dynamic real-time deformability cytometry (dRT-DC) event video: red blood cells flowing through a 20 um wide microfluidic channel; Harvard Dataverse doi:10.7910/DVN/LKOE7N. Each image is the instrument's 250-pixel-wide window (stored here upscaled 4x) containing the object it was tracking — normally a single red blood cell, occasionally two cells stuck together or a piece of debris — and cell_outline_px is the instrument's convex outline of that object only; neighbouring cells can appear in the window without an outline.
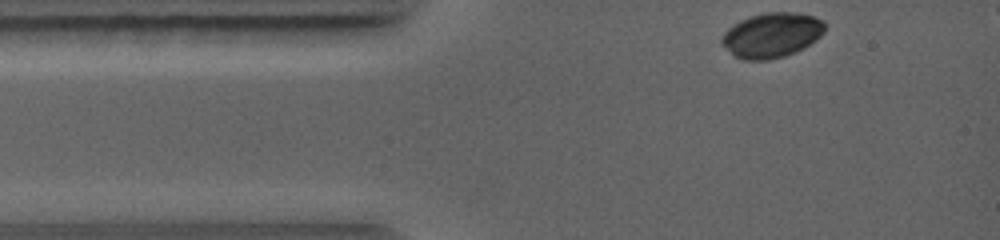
{"species": "common noctule bat (a hibernating species)", "species_latin": "Nyctalus noctula", "temperature_condition": "warm", "stored_images_in_passage": 37, "camera_frame_rate_fps": 5000, "um_per_image_px": 0.085, "animal": {"sex": "female", "body_mass_g": 19.0, "forearm_length_mm": 56.7}, "frame": {"image": 1, "passage_image": 1, "time_ms": 0.0, "image_size_px": [1000, 240], "cell_outline_px": [[828, 24], [824, 32], [816, 40], [804, 48], [784, 56], [768, 60], [744, 60], [736, 56], [720, 44], [720, 40], [724, 32], [732, 24], [740, 20], [764, 12], [792, 12], [812, 16], [824, 20]], "centroid_in_image_um": [65.61, 2.98], "position_along_channel_um": 19.4, "area_um2": 27.11}}
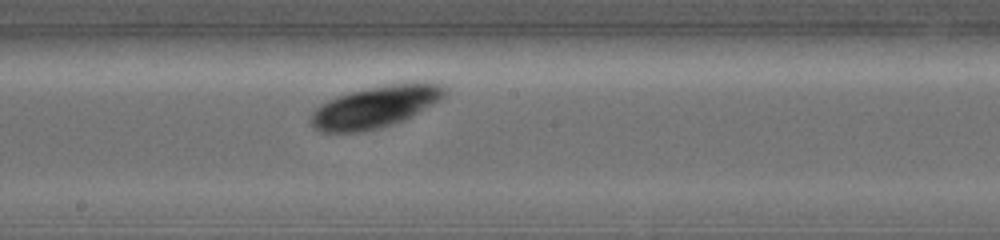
{"frame": {"image": 2, "passage_image": 20, "time_ms": 4.8, "image_size_px": [1000, 240], "cell_outline_px": [[448, 92], [440, 100], [412, 116], [404, 120], [380, 128], [360, 132], [320, 132], [312, 128], [308, 124], [308, 120], [312, 112], [316, 108], [328, 100], [348, 92], [388, 84], [412, 80], [424, 80], [444, 84], [448, 88]], "centroid_in_image_um": [31.95, 9.05], "position_along_channel_um": 216.2, "area_um2": 33.47}}
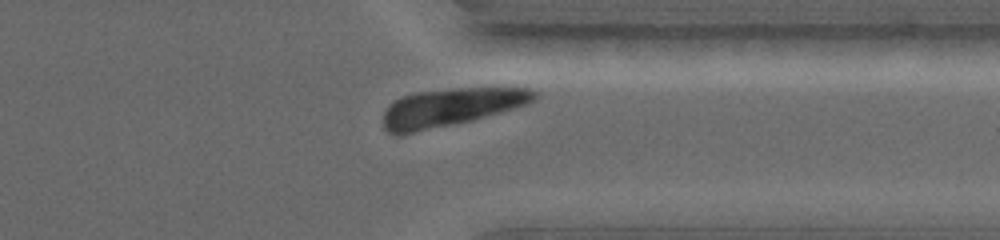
{"frame": {"image": 3, "passage_image": 33, "time_ms": 8.0, "image_size_px": [1000, 240], "cell_outline_px": [[540, 96], [536, 100], [528, 104], [516, 108], [472, 120], [400, 136], [396, 136], [388, 132], [384, 128], [384, 112], [388, 104], [404, 96], [416, 92], [460, 88], [528, 88], [536, 92]], "centroid_in_image_um": [38.33, 9.14], "position_along_channel_um": 373.1, "area_um2": 33.58}}